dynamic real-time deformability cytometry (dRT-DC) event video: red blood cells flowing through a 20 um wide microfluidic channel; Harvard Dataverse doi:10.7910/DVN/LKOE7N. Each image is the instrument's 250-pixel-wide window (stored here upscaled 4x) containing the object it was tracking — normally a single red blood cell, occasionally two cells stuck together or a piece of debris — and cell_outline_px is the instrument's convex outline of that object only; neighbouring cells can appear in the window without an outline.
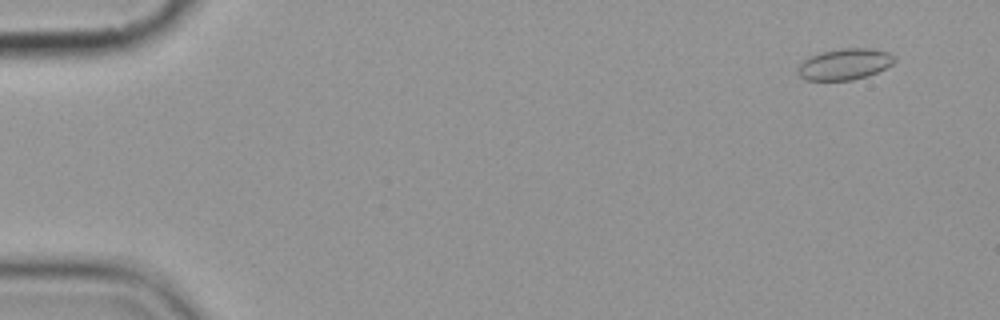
{"species": "common noctule bat (a hibernating species)", "species_latin": "Nyctalus noctula", "temperature_condition": "cold", "stored_images_in_passage": 5, "camera_frame_rate_fps": 3000, "um_per_image_px": 0.085, "animal": {"sex": "female", "body_mass_g": 19.9}, "frame": {"image": 1, "passage_image": 1, "time_ms": 0.0, "image_size_px": [1000, 320], "cell_outline_px": [[896, 60], [892, 64], [868, 76], [852, 80], [804, 80], [796, 72], [796, 68], [804, 60], [820, 52], [840, 48], [872, 48], [888, 52], [896, 56]], "centroid_in_image_um": [71.79, 5.45], "position_along_channel_um": 13.2, "area_um2": 17.69}}
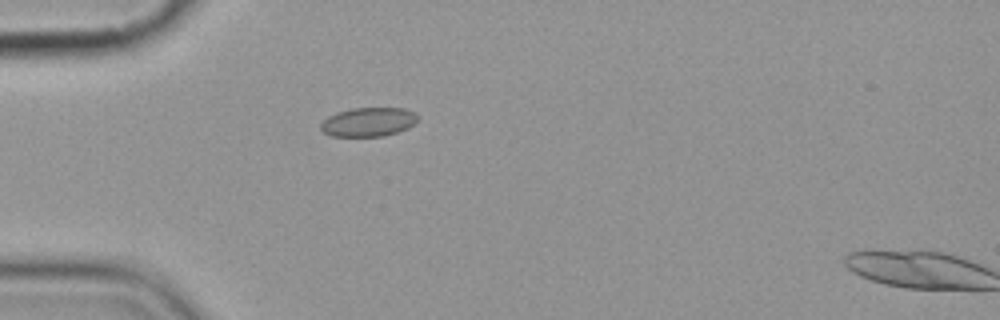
{"frame": {"image": 2, "passage_image": 4, "time_ms": 4.333, "image_size_px": [1000, 320], "cell_outline_px": [[420, 116], [408, 128], [384, 136], [332, 136], [324, 132], [320, 128], [320, 124], [328, 116], [336, 112], [352, 108], [404, 108], [416, 112]], "centroid_in_image_um": [31.32, 10.35], "position_along_channel_um": 53.7, "area_um2": 16.42}}